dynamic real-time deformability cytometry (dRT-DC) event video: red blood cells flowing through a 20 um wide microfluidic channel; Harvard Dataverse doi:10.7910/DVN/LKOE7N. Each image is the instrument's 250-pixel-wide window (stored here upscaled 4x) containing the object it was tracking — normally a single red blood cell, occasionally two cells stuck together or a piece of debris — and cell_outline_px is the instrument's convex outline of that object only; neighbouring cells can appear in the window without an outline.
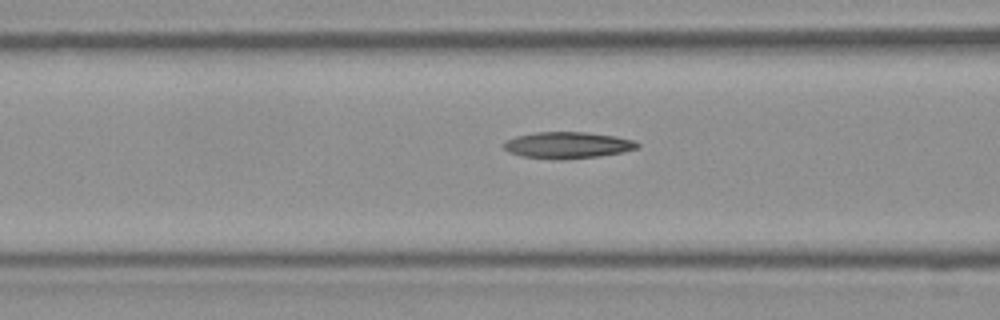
{"species": "Egyptian fruit bat (a non-hibernating species)", "species_latin": "Rousettus aegyptiacus", "temperature_condition": "room temperature", "stored_images_in_passage": 14, "camera_frame_rate_fps": 3000, "um_per_image_px": 0.085, "frame": {"image": 1, "passage_image": 12, "time_ms": 3.667, "image_size_px": [1000, 320], "cell_outline_px": [[640, 144], [636, 148], [620, 152], [600, 156], [560, 160], [520, 156], [508, 152], [500, 144], [516, 136], [536, 132], [584, 132], [616, 136], [632, 140]], "centroid_in_image_um": [48.18, 12.34], "position_along_channel_um": 118.4, "area_um2": 20.58}}